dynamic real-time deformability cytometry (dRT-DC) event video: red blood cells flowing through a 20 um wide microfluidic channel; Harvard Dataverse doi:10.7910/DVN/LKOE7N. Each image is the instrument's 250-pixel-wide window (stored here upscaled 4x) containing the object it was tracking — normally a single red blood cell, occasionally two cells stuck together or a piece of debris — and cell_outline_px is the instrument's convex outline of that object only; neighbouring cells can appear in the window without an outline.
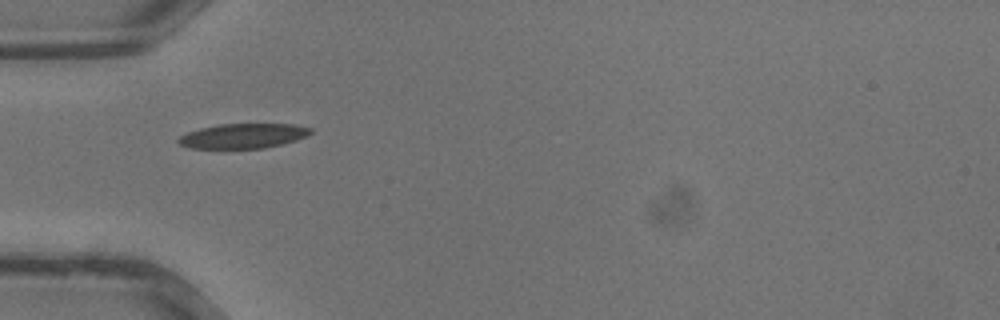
{"species": "common noctule bat (a hibernating species)", "species_latin": "Nyctalus noctula", "temperature_condition": "warm", "stored_images_in_passage": 22, "camera_frame_rate_fps": 3000, "um_per_image_px": 0.085, "animal": {"sex": "male", "body_mass_g": 13.3}, "frame": {"image": 1, "passage_image": 1, "time_ms": 0.0, "image_size_px": [1000, 320], "cell_outline_px": [[312, 132], [296, 140], [264, 148], [192, 148], [180, 144], [176, 140], [180, 136], [188, 132], [200, 128], [220, 124], [292, 124], [312, 128]], "centroid_in_image_um": [20.65, 11.55], "position_along_channel_um": 64.3, "area_um2": 18.84}}
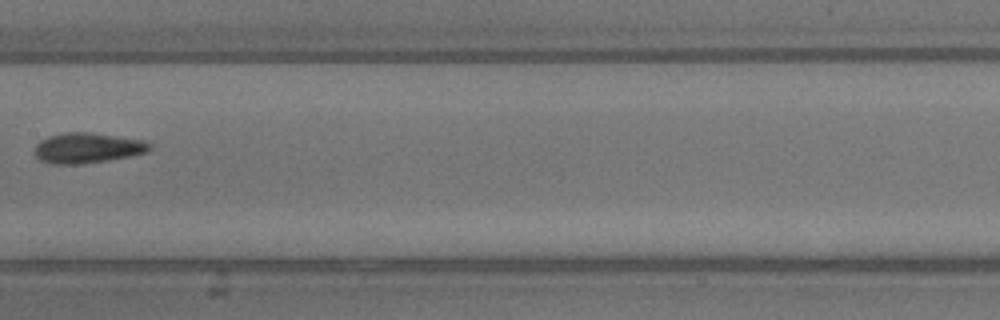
{"frame": {"image": 2, "passage_image": 8, "time_ms": 2.333, "image_size_px": [1000, 320], "cell_outline_px": [[152, 148], [148, 152], [108, 160], [76, 164], [48, 164], [40, 160], [36, 156], [36, 144], [40, 140], [48, 136], [64, 132], [92, 132], [144, 140]], "centroid_in_image_um": [7.41, 12.57], "position_along_channel_um": 200.0, "area_um2": 20.29}}
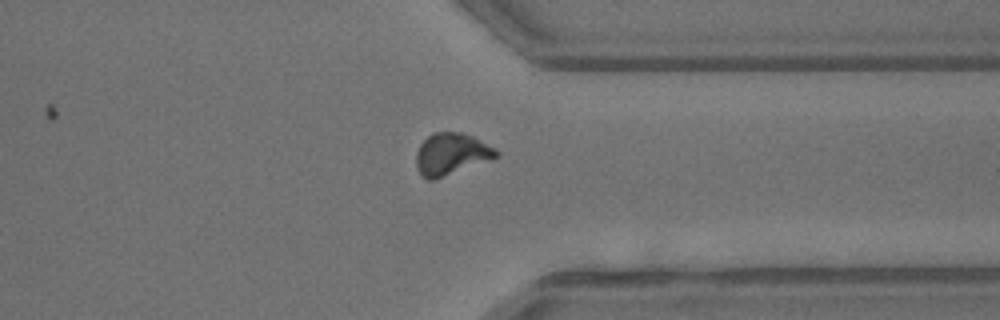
{"frame": {"image": 3, "passage_image": 17, "time_ms": 5.333, "image_size_px": [1000, 320], "cell_outline_px": [[500, 156], [436, 180], [428, 180], [416, 168], [416, 152], [420, 144], [432, 132], [460, 132], [472, 136], [496, 148], [500, 152]], "centroid_in_image_um": [38.37, 13.1], "position_along_channel_um": 373.0, "area_um2": 19.65}}